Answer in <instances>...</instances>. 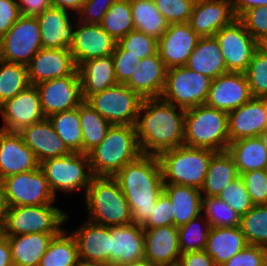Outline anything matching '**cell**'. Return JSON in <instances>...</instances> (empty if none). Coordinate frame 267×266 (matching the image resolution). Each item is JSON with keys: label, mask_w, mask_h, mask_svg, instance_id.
Wrapping results in <instances>:
<instances>
[{"label": "cell", "mask_w": 267, "mask_h": 266, "mask_svg": "<svg viewBox=\"0 0 267 266\" xmlns=\"http://www.w3.org/2000/svg\"><path fill=\"white\" fill-rule=\"evenodd\" d=\"M229 144L228 113L206 104L185 109L183 145L223 152Z\"/></svg>", "instance_id": "obj_5"}, {"label": "cell", "mask_w": 267, "mask_h": 266, "mask_svg": "<svg viewBox=\"0 0 267 266\" xmlns=\"http://www.w3.org/2000/svg\"><path fill=\"white\" fill-rule=\"evenodd\" d=\"M218 198L229 205L230 208L240 216L246 214L254 206L241 176L228 184L227 187L220 192Z\"/></svg>", "instance_id": "obj_47"}, {"label": "cell", "mask_w": 267, "mask_h": 266, "mask_svg": "<svg viewBox=\"0 0 267 266\" xmlns=\"http://www.w3.org/2000/svg\"><path fill=\"white\" fill-rule=\"evenodd\" d=\"M18 7L22 16L36 17L52 7V3L51 0H18Z\"/></svg>", "instance_id": "obj_57"}, {"label": "cell", "mask_w": 267, "mask_h": 266, "mask_svg": "<svg viewBox=\"0 0 267 266\" xmlns=\"http://www.w3.org/2000/svg\"><path fill=\"white\" fill-rule=\"evenodd\" d=\"M115 1L117 0H85L81 9L75 14V18L87 24H100Z\"/></svg>", "instance_id": "obj_53"}, {"label": "cell", "mask_w": 267, "mask_h": 266, "mask_svg": "<svg viewBox=\"0 0 267 266\" xmlns=\"http://www.w3.org/2000/svg\"><path fill=\"white\" fill-rule=\"evenodd\" d=\"M185 109L162 98L143 99L135 125L143 155H156L184 143Z\"/></svg>", "instance_id": "obj_1"}, {"label": "cell", "mask_w": 267, "mask_h": 266, "mask_svg": "<svg viewBox=\"0 0 267 266\" xmlns=\"http://www.w3.org/2000/svg\"><path fill=\"white\" fill-rule=\"evenodd\" d=\"M70 233L77 243L79 260L110 264V227L87 220Z\"/></svg>", "instance_id": "obj_24"}, {"label": "cell", "mask_w": 267, "mask_h": 266, "mask_svg": "<svg viewBox=\"0 0 267 266\" xmlns=\"http://www.w3.org/2000/svg\"><path fill=\"white\" fill-rule=\"evenodd\" d=\"M85 0H51L52 6L61 9H66L73 14H76L80 9Z\"/></svg>", "instance_id": "obj_60"}, {"label": "cell", "mask_w": 267, "mask_h": 266, "mask_svg": "<svg viewBox=\"0 0 267 266\" xmlns=\"http://www.w3.org/2000/svg\"><path fill=\"white\" fill-rule=\"evenodd\" d=\"M252 97H267V51L261 45L244 72Z\"/></svg>", "instance_id": "obj_45"}, {"label": "cell", "mask_w": 267, "mask_h": 266, "mask_svg": "<svg viewBox=\"0 0 267 266\" xmlns=\"http://www.w3.org/2000/svg\"><path fill=\"white\" fill-rule=\"evenodd\" d=\"M202 215L210 227L240 226L241 216L218 197H202Z\"/></svg>", "instance_id": "obj_44"}, {"label": "cell", "mask_w": 267, "mask_h": 266, "mask_svg": "<svg viewBox=\"0 0 267 266\" xmlns=\"http://www.w3.org/2000/svg\"><path fill=\"white\" fill-rule=\"evenodd\" d=\"M154 3L170 25L189 22L195 2L192 0H154Z\"/></svg>", "instance_id": "obj_48"}, {"label": "cell", "mask_w": 267, "mask_h": 266, "mask_svg": "<svg viewBox=\"0 0 267 266\" xmlns=\"http://www.w3.org/2000/svg\"><path fill=\"white\" fill-rule=\"evenodd\" d=\"M20 16L18 0H0V39Z\"/></svg>", "instance_id": "obj_55"}, {"label": "cell", "mask_w": 267, "mask_h": 266, "mask_svg": "<svg viewBox=\"0 0 267 266\" xmlns=\"http://www.w3.org/2000/svg\"><path fill=\"white\" fill-rule=\"evenodd\" d=\"M251 98L252 95L245 74L242 72H227L212 79L205 104L229 113Z\"/></svg>", "instance_id": "obj_16"}, {"label": "cell", "mask_w": 267, "mask_h": 266, "mask_svg": "<svg viewBox=\"0 0 267 266\" xmlns=\"http://www.w3.org/2000/svg\"><path fill=\"white\" fill-rule=\"evenodd\" d=\"M216 151L178 146L158 155L164 184H180L201 189L208 165Z\"/></svg>", "instance_id": "obj_6"}, {"label": "cell", "mask_w": 267, "mask_h": 266, "mask_svg": "<svg viewBox=\"0 0 267 266\" xmlns=\"http://www.w3.org/2000/svg\"><path fill=\"white\" fill-rule=\"evenodd\" d=\"M211 82L212 78L186 66L174 67L167 70L161 98L183 109L205 104Z\"/></svg>", "instance_id": "obj_10"}, {"label": "cell", "mask_w": 267, "mask_h": 266, "mask_svg": "<svg viewBox=\"0 0 267 266\" xmlns=\"http://www.w3.org/2000/svg\"><path fill=\"white\" fill-rule=\"evenodd\" d=\"M77 70L81 80V94L84 101L90 95L118 84L112 55L84 61L77 67Z\"/></svg>", "instance_id": "obj_29"}, {"label": "cell", "mask_w": 267, "mask_h": 266, "mask_svg": "<svg viewBox=\"0 0 267 266\" xmlns=\"http://www.w3.org/2000/svg\"><path fill=\"white\" fill-rule=\"evenodd\" d=\"M235 19L231 0H199L194 3L188 23L199 37H212Z\"/></svg>", "instance_id": "obj_21"}, {"label": "cell", "mask_w": 267, "mask_h": 266, "mask_svg": "<svg viewBox=\"0 0 267 266\" xmlns=\"http://www.w3.org/2000/svg\"><path fill=\"white\" fill-rule=\"evenodd\" d=\"M76 266H104V265L79 260Z\"/></svg>", "instance_id": "obj_63"}, {"label": "cell", "mask_w": 267, "mask_h": 266, "mask_svg": "<svg viewBox=\"0 0 267 266\" xmlns=\"http://www.w3.org/2000/svg\"><path fill=\"white\" fill-rule=\"evenodd\" d=\"M1 182L9 207L50 205L58 201L51 192L40 166L5 177Z\"/></svg>", "instance_id": "obj_12"}, {"label": "cell", "mask_w": 267, "mask_h": 266, "mask_svg": "<svg viewBox=\"0 0 267 266\" xmlns=\"http://www.w3.org/2000/svg\"><path fill=\"white\" fill-rule=\"evenodd\" d=\"M231 3L236 18H239L250 8L266 6L267 0H231Z\"/></svg>", "instance_id": "obj_58"}, {"label": "cell", "mask_w": 267, "mask_h": 266, "mask_svg": "<svg viewBox=\"0 0 267 266\" xmlns=\"http://www.w3.org/2000/svg\"><path fill=\"white\" fill-rule=\"evenodd\" d=\"M40 49L42 43L37 18L21 15L0 39V60L27 66Z\"/></svg>", "instance_id": "obj_11"}, {"label": "cell", "mask_w": 267, "mask_h": 266, "mask_svg": "<svg viewBox=\"0 0 267 266\" xmlns=\"http://www.w3.org/2000/svg\"><path fill=\"white\" fill-rule=\"evenodd\" d=\"M19 133L39 164L47 159L71 153L47 118L23 128Z\"/></svg>", "instance_id": "obj_27"}, {"label": "cell", "mask_w": 267, "mask_h": 266, "mask_svg": "<svg viewBox=\"0 0 267 266\" xmlns=\"http://www.w3.org/2000/svg\"><path fill=\"white\" fill-rule=\"evenodd\" d=\"M240 176L235 162L227 151L216 152L210 159L200 191L202 197H218L220 192Z\"/></svg>", "instance_id": "obj_35"}, {"label": "cell", "mask_w": 267, "mask_h": 266, "mask_svg": "<svg viewBox=\"0 0 267 266\" xmlns=\"http://www.w3.org/2000/svg\"><path fill=\"white\" fill-rule=\"evenodd\" d=\"M267 263V248L247 245L221 266H264Z\"/></svg>", "instance_id": "obj_52"}, {"label": "cell", "mask_w": 267, "mask_h": 266, "mask_svg": "<svg viewBox=\"0 0 267 266\" xmlns=\"http://www.w3.org/2000/svg\"><path fill=\"white\" fill-rule=\"evenodd\" d=\"M104 266H124V265L108 264V265H104Z\"/></svg>", "instance_id": "obj_65"}, {"label": "cell", "mask_w": 267, "mask_h": 266, "mask_svg": "<svg viewBox=\"0 0 267 266\" xmlns=\"http://www.w3.org/2000/svg\"><path fill=\"white\" fill-rule=\"evenodd\" d=\"M82 129V153L88 154L105 138L111 124L86 101L78 106Z\"/></svg>", "instance_id": "obj_37"}, {"label": "cell", "mask_w": 267, "mask_h": 266, "mask_svg": "<svg viewBox=\"0 0 267 266\" xmlns=\"http://www.w3.org/2000/svg\"><path fill=\"white\" fill-rule=\"evenodd\" d=\"M117 44L126 50V55L135 59H143L158 53V39L137 30L129 32Z\"/></svg>", "instance_id": "obj_46"}, {"label": "cell", "mask_w": 267, "mask_h": 266, "mask_svg": "<svg viewBox=\"0 0 267 266\" xmlns=\"http://www.w3.org/2000/svg\"><path fill=\"white\" fill-rule=\"evenodd\" d=\"M49 188L54 196L84 191L85 195L94 175L88 154L70 153L65 156L47 159L40 163Z\"/></svg>", "instance_id": "obj_8"}, {"label": "cell", "mask_w": 267, "mask_h": 266, "mask_svg": "<svg viewBox=\"0 0 267 266\" xmlns=\"http://www.w3.org/2000/svg\"><path fill=\"white\" fill-rule=\"evenodd\" d=\"M112 56L117 82L119 84H127L134 74L135 68L140 64L141 59L126 55V50H123L117 43Z\"/></svg>", "instance_id": "obj_51"}, {"label": "cell", "mask_w": 267, "mask_h": 266, "mask_svg": "<svg viewBox=\"0 0 267 266\" xmlns=\"http://www.w3.org/2000/svg\"><path fill=\"white\" fill-rule=\"evenodd\" d=\"M229 141L267 135V97H252L228 113Z\"/></svg>", "instance_id": "obj_17"}, {"label": "cell", "mask_w": 267, "mask_h": 266, "mask_svg": "<svg viewBox=\"0 0 267 266\" xmlns=\"http://www.w3.org/2000/svg\"><path fill=\"white\" fill-rule=\"evenodd\" d=\"M131 211L132 223L143 226L163 192L160 161L156 155H141L123 167L114 177Z\"/></svg>", "instance_id": "obj_2"}, {"label": "cell", "mask_w": 267, "mask_h": 266, "mask_svg": "<svg viewBox=\"0 0 267 266\" xmlns=\"http://www.w3.org/2000/svg\"><path fill=\"white\" fill-rule=\"evenodd\" d=\"M126 266H156L152 264L150 261H148L145 257L136 261H133L132 263L126 265Z\"/></svg>", "instance_id": "obj_62"}, {"label": "cell", "mask_w": 267, "mask_h": 266, "mask_svg": "<svg viewBox=\"0 0 267 266\" xmlns=\"http://www.w3.org/2000/svg\"><path fill=\"white\" fill-rule=\"evenodd\" d=\"M42 48H70L74 40L75 14L58 7H50L36 16Z\"/></svg>", "instance_id": "obj_22"}, {"label": "cell", "mask_w": 267, "mask_h": 266, "mask_svg": "<svg viewBox=\"0 0 267 266\" xmlns=\"http://www.w3.org/2000/svg\"><path fill=\"white\" fill-rule=\"evenodd\" d=\"M144 258V229L134 223L110 227V264L128 265Z\"/></svg>", "instance_id": "obj_26"}, {"label": "cell", "mask_w": 267, "mask_h": 266, "mask_svg": "<svg viewBox=\"0 0 267 266\" xmlns=\"http://www.w3.org/2000/svg\"><path fill=\"white\" fill-rule=\"evenodd\" d=\"M29 86L26 65L0 60V105Z\"/></svg>", "instance_id": "obj_41"}, {"label": "cell", "mask_w": 267, "mask_h": 266, "mask_svg": "<svg viewBox=\"0 0 267 266\" xmlns=\"http://www.w3.org/2000/svg\"><path fill=\"white\" fill-rule=\"evenodd\" d=\"M100 26L118 42L129 32L135 30L130 0H117L102 18Z\"/></svg>", "instance_id": "obj_40"}, {"label": "cell", "mask_w": 267, "mask_h": 266, "mask_svg": "<svg viewBox=\"0 0 267 266\" xmlns=\"http://www.w3.org/2000/svg\"><path fill=\"white\" fill-rule=\"evenodd\" d=\"M199 39L188 22L170 24L158 39V54L168 69L185 66Z\"/></svg>", "instance_id": "obj_20"}, {"label": "cell", "mask_w": 267, "mask_h": 266, "mask_svg": "<svg viewBox=\"0 0 267 266\" xmlns=\"http://www.w3.org/2000/svg\"><path fill=\"white\" fill-rule=\"evenodd\" d=\"M167 70L158 53L143 58L126 85L142 99L161 98L166 84Z\"/></svg>", "instance_id": "obj_28"}, {"label": "cell", "mask_w": 267, "mask_h": 266, "mask_svg": "<svg viewBox=\"0 0 267 266\" xmlns=\"http://www.w3.org/2000/svg\"><path fill=\"white\" fill-rule=\"evenodd\" d=\"M0 115V129L10 132H20L23 128L43 120L45 116L36 86L30 85L1 104Z\"/></svg>", "instance_id": "obj_15"}, {"label": "cell", "mask_w": 267, "mask_h": 266, "mask_svg": "<svg viewBox=\"0 0 267 266\" xmlns=\"http://www.w3.org/2000/svg\"><path fill=\"white\" fill-rule=\"evenodd\" d=\"M163 192L171 200L174 226L180 227L202 214L200 189L180 184H164Z\"/></svg>", "instance_id": "obj_32"}, {"label": "cell", "mask_w": 267, "mask_h": 266, "mask_svg": "<svg viewBox=\"0 0 267 266\" xmlns=\"http://www.w3.org/2000/svg\"><path fill=\"white\" fill-rule=\"evenodd\" d=\"M45 118L77 108L84 100L79 75H67L35 85Z\"/></svg>", "instance_id": "obj_14"}, {"label": "cell", "mask_w": 267, "mask_h": 266, "mask_svg": "<svg viewBox=\"0 0 267 266\" xmlns=\"http://www.w3.org/2000/svg\"><path fill=\"white\" fill-rule=\"evenodd\" d=\"M239 227L248 245L267 248V204L254 205L241 216Z\"/></svg>", "instance_id": "obj_42"}, {"label": "cell", "mask_w": 267, "mask_h": 266, "mask_svg": "<svg viewBox=\"0 0 267 266\" xmlns=\"http://www.w3.org/2000/svg\"><path fill=\"white\" fill-rule=\"evenodd\" d=\"M227 152L233 158L239 174L265 170L267 166V135L231 142Z\"/></svg>", "instance_id": "obj_34"}, {"label": "cell", "mask_w": 267, "mask_h": 266, "mask_svg": "<svg viewBox=\"0 0 267 266\" xmlns=\"http://www.w3.org/2000/svg\"><path fill=\"white\" fill-rule=\"evenodd\" d=\"M0 266H13L8 238L2 233L0 234Z\"/></svg>", "instance_id": "obj_59"}, {"label": "cell", "mask_w": 267, "mask_h": 266, "mask_svg": "<svg viewBox=\"0 0 267 266\" xmlns=\"http://www.w3.org/2000/svg\"><path fill=\"white\" fill-rule=\"evenodd\" d=\"M111 125L135 126L143 99L126 84H116L85 100Z\"/></svg>", "instance_id": "obj_9"}, {"label": "cell", "mask_w": 267, "mask_h": 266, "mask_svg": "<svg viewBox=\"0 0 267 266\" xmlns=\"http://www.w3.org/2000/svg\"><path fill=\"white\" fill-rule=\"evenodd\" d=\"M39 165L19 132L0 129V181L13 174L37 169Z\"/></svg>", "instance_id": "obj_25"}, {"label": "cell", "mask_w": 267, "mask_h": 266, "mask_svg": "<svg viewBox=\"0 0 267 266\" xmlns=\"http://www.w3.org/2000/svg\"><path fill=\"white\" fill-rule=\"evenodd\" d=\"M238 19L260 45L267 40V5L250 8Z\"/></svg>", "instance_id": "obj_49"}, {"label": "cell", "mask_w": 267, "mask_h": 266, "mask_svg": "<svg viewBox=\"0 0 267 266\" xmlns=\"http://www.w3.org/2000/svg\"><path fill=\"white\" fill-rule=\"evenodd\" d=\"M116 43L100 24H87L76 19L70 52L78 67L84 61L112 55Z\"/></svg>", "instance_id": "obj_19"}, {"label": "cell", "mask_w": 267, "mask_h": 266, "mask_svg": "<svg viewBox=\"0 0 267 266\" xmlns=\"http://www.w3.org/2000/svg\"><path fill=\"white\" fill-rule=\"evenodd\" d=\"M247 245L239 226L211 227L204 251L213 259L215 266H221Z\"/></svg>", "instance_id": "obj_30"}, {"label": "cell", "mask_w": 267, "mask_h": 266, "mask_svg": "<svg viewBox=\"0 0 267 266\" xmlns=\"http://www.w3.org/2000/svg\"><path fill=\"white\" fill-rule=\"evenodd\" d=\"M79 261L75 238L65 228L51 240L39 266H76Z\"/></svg>", "instance_id": "obj_38"}, {"label": "cell", "mask_w": 267, "mask_h": 266, "mask_svg": "<svg viewBox=\"0 0 267 266\" xmlns=\"http://www.w3.org/2000/svg\"><path fill=\"white\" fill-rule=\"evenodd\" d=\"M83 198L87 220L108 227L132 223L127 199L113 177H94Z\"/></svg>", "instance_id": "obj_4"}, {"label": "cell", "mask_w": 267, "mask_h": 266, "mask_svg": "<svg viewBox=\"0 0 267 266\" xmlns=\"http://www.w3.org/2000/svg\"><path fill=\"white\" fill-rule=\"evenodd\" d=\"M246 190L253 205L267 204V176L265 170L242 173Z\"/></svg>", "instance_id": "obj_50"}, {"label": "cell", "mask_w": 267, "mask_h": 266, "mask_svg": "<svg viewBox=\"0 0 267 266\" xmlns=\"http://www.w3.org/2000/svg\"><path fill=\"white\" fill-rule=\"evenodd\" d=\"M59 233H29L7 236L13 266H39L54 236Z\"/></svg>", "instance_id": "obj_31"}, {"label": "cell", "mask_w": 267, "mask_h": 266, "mask_svg": "<svg viewBox=\"0 0 267 266\" xmlns=\"http://www.w3.org/2000/svg\"><path fill=\"white\" fill-rule=\"evenodd\" d=\"M210 228L202 214L178 227L181 254L205 250Z\"/></svg>", "instance_id": "obj_43"}, {"label": "cell", "mask_w": 267, "mask_h": 266, "mask_svg": "<svg viewBox=\"0 0 267 266\" xmlns=\"http://www.w3.org/2000/svg\"><path fill=\"white\" fill-rule=\"evenodd\" d=\"M261 46H262L263 48H265L266 51H267V40H266L264 43H262Z\"/></svg>", "instance_id": "obj_64"}, {"label": "cell", "mask_w": 267, "mask_h": 266, "mask_svg": "<svg viewBox=\"0 0 267 266\" xmlns=\"http://www.w3.org/2000/svg\"><path fill=\"white\" fill-rule=\"evenodd\" d=\"M58 205L9 207L1 225L4 236L29 233H60L69 220L68 213ZM64 224V225H63Z\"/></svg>", "instance_id": "obj_7"}, {"label": "cell", "mask_w": 267, "mask_h": 266, "mask_svg": "<svg viewBox=\"0 0 267 266\" xmlns=\"http://www.w3.org/2000/svg\"><path fill=\"white\" fill-rule=\"evenodd\" d=\"M53 129L72 153H82V129L78 107L47 117Z\"/></svg>", "instance_id": "obj_39"}, {"label": "cell", "mask_w": 267, "mask_h": 266, "mask_svg": "<svg viewBox=\"0 0 267 266\" xmlns=\"http://www.w3.org/2000/svg\"><path fill=\"white\" fill-rule=\"evenodd\" d=\"M177 266H215L213 259L203 251L181 254Z\"/></svg>", "instance_id": "obj_56"}, {"label": "cell", "mask_w": 267, "mask_h": 266, "mask_svg": "<svg viewBox=\"0 0 267 266\" xmlns=\"http://www.w3.org/2000/svg\"><path fill=\"white\" fill-rule=\"evenodd\" d=\"M218 40L228 72L247 70L253 54L260 44L246 30L244 24L236 18L230 25L215 34Z\"/></svg>", "instance_id": "obj_13"}, {"label": "cell", "mask_w": 267, "mask_h": 266, "mask_svg": "<svg viewBox=\"0 0 267 266\" xmlns=\"http://www.w3.org/2000/svg\"><path fill=\"white\" fill-rule=\"evenodd\" d=\"M142 155L135 126L111 125L104 140L88 153L94 177H114Z\"/></svg>", "instance_id": "obj_3"}, {"label": "cell", "mask_w": 267, "mask_h": 266, "mask_svg": "<svg viewBox=\"0 0 267 266\" xmlns=\"http://www.w3.org/2000/svg\"><path fill=\"white\" fill-rule=\"evenodd\" d=\"M8 208H9V206L7 203L5 191H4L2 182L0 181V225H2V223L5 219Z\"/></svg>", "instance_id": "obj_61"}, {"label": "cell", "mask_w": 267, "mask_h": 266, "mask_svg": "<svg viewBox=\"0 0 267 266\" xmlns=\"http://www.w3.org/2000/svg\"><path fill=\"white\" fill-rule=\"evenodd\" d=\"M144 229V257L156 266H177L181 256L178 227Z\"/></svg>", "instance_id": "obj_23"}, {"label": "cell", "mask_w": 267, "mask_h": 266, "mask_svg": "<svg viewBox=\"0 0 267 266\" xmlns=\"http://www.w3.org/2000/svg\"><path fill=\"white\" fill-rule=\"evenodd\" d=\"M130 7L135 30L160 39L169 24L156 8L154 0H130Z\"/></svg>", "instance_id": "obj_36"}, {"label": "cell", "mask_w": 267, "mask_h": 266, "mask_svg": "<svg viewBox=\"0 0 267 266\" xmlns=\"http://www.w3.org/2000/svg\"><path fill=\"white\" fill-rule=\"evenodd\" d=\"M171 207V200L164 192H162L156 200V205L152 210L150 218L142 228H157L174 225Z\"/></svg>", "instance_id": "obj_54"}, {"label": "cell", "mask_w": 267, "mask_h": 266, "mask_svg": "<svg viewBox=\"0 0 267 266\" xmlns=\"http://www.w3.org/2000/svg\"><path fill=\"white\" fill-rule=\"evenodd\" d=\"M185 66L212 79L228 72L215 36L200 37Z\"/></svg>", "instance_id": "obj_33"}, {"label": "cell", "mask_w": 267, "mask_h": 266, "mask_svg": "<svg viewBox=\"0 0 267 266\" xmlns=\"http://www.w3.org/2000/svg\"><path fill=\"white\" fill-rule=\"evenodd\" d=\"M30 85L67 75H79L70 48H42L27 65Z\"/></svg>", "instance_id": "obj_18"}]
</instances>
